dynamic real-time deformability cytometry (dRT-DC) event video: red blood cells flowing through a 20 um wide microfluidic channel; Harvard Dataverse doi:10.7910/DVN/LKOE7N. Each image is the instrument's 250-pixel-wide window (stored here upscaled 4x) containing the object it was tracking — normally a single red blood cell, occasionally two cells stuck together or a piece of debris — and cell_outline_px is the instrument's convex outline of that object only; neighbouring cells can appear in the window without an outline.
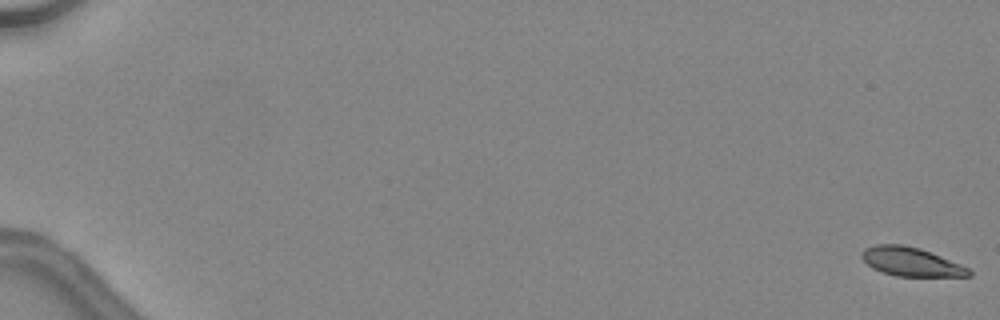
{"species": "common noctule bat (a hibernating species)", "species_latin": "Nyctalus noctula", "temperature_condition": "warm", "stored_images_in_passage": 49, "camera_frame_rate_fps": 3000, "um_per_image_px": 0.085, "animal": {"sex": "female", "body_mass_g": 24.6, "forearm_length_mm": 56.2}, "frame": {"image": 1, "passage_image": 1, "time_ms": 0.0, "image_size_px": [1000, 320], "cell_outline_px": [[972, 276], [896, 276], [880, 272], [872, 268], [860, 256], [860, 252], [864, 248], [876, 244], [904, 244], [920, 248], [960, 264], [968, 268], [972, 272]], "centroid_in_image_um": [77.39, 22.24], "position_along_channel_um": 7.6, "area_um2": 18.03}}
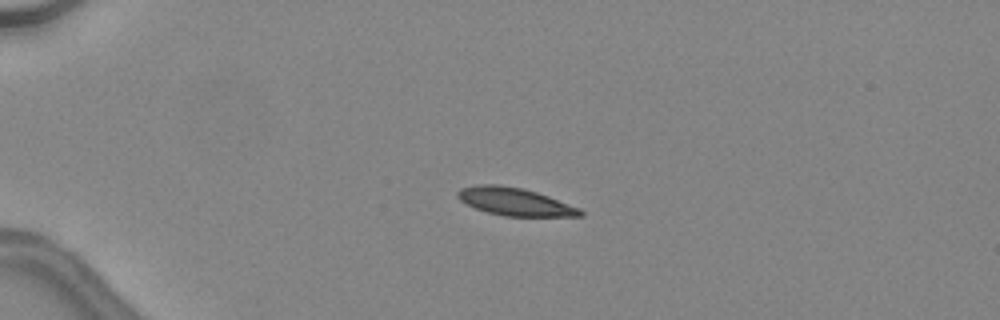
{"frame": {"image": 2, "passage_image": 14, "time_ms": 4.333, "image_size_px": [1000, 320], "cell_outline_px": [[584, 216], [504, 216], [488, 212], [476, 208], [460, 200], [456, 196], [456, 192], [460, 188], [480, 184], [500, 184], [524, 188], [548, 196], [580, 208], [584, 212]], "centroid_in_image_um": [43.76, 17.13], "position_along_channel_um": 41.2, "area_um2": 19.83}}
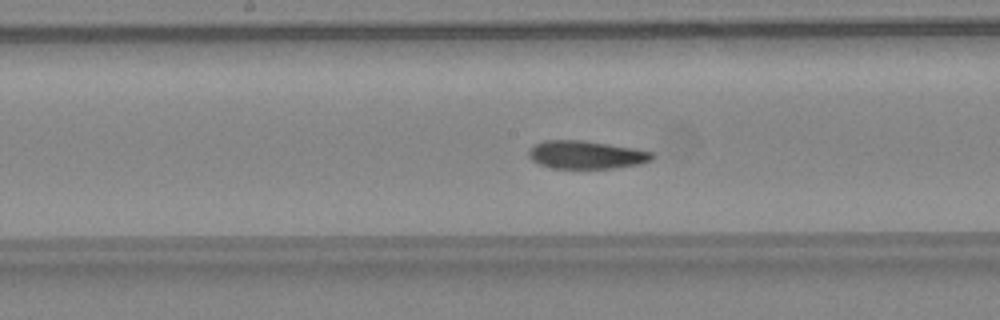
{"frame": {"image": 3, "passage_image": 28, "time_ms": 9.0, "image_size_px": [1000, 320], "cell_outline_px": [[656, 156], [652, 160], [640, 164], [612, 168], [552, 168], [540, 164], [532, 160], [528, 156], [528, 148], [544, 140], [584, 140], [636, 148], [652, 152]], "centroid_in_image_um": [49.84, 13.15], "position_along_channel_um": 198.4, "area_um2": 20.35}, "authors_computed_cell_mechanics": {"area_um2": 20.1144, "velocity_mm_per_s": 4.5231, "shape_relaxation_time_tau1_ms": 4.4062, "shape_relaxation_time_tau2_ms": 2.4819, "deformation_change_tau1": 0.1439, "deformation_change_tau2": 0.0866}}